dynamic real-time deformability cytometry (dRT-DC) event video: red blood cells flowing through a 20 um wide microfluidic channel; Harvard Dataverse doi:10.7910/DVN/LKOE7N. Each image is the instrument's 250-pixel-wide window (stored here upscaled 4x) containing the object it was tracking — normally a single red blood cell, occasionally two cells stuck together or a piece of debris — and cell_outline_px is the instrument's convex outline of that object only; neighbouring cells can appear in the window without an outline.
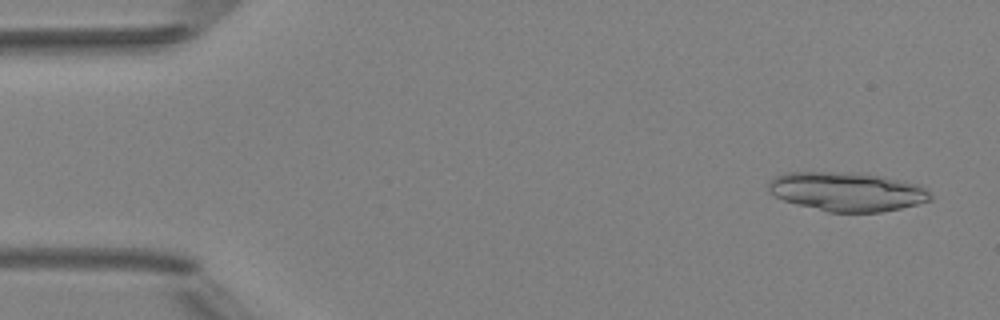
{"species": "Egyptian fruit bat (a non-hibernating species)", "species_latin": "Rousettus aegyptiacus", "temperature_condition": "room temperature", "stored_images_in_passage": 6, "segment_of_instrument_passage": [1, 2], "camera_frame_rate_fps": 3000, "um_per_image_px": 0.085, "animal": {"sex": "female"}, "frame": {"image": 1, "passage_image": 1, "time_ms": 0.0, "image_size_px": [1000, 320], "cell_outline_px": [[932, 200], [900, 208], [880, 212], [828, 212], [796, 204], [784, 200], [768, 192], [768, 184], [772, 176], [784, 172], [832, 172], [880, 176], [904, 180], [920, 184], [932, 192]], "centroid_in_image_um": [72.0, 16.29], "position_along_channel_um": 13.0, "area_um2": 36.93}}